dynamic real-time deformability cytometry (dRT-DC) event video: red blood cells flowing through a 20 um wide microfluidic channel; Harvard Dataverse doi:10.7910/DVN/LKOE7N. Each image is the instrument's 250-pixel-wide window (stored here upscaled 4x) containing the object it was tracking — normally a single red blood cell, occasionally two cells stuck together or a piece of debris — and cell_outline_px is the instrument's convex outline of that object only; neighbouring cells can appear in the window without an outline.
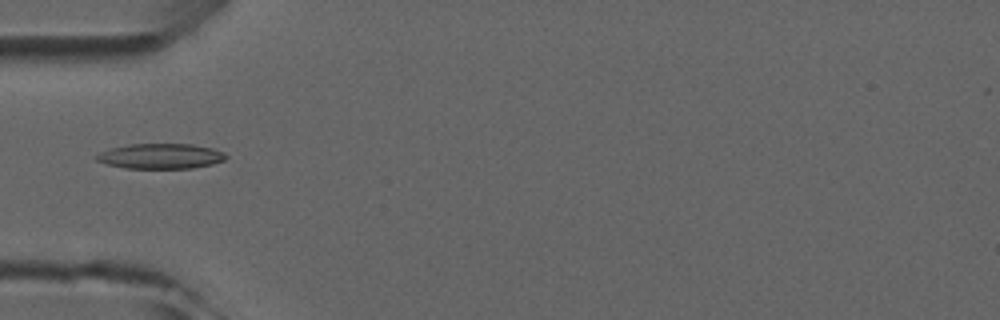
{"species": "common noctule bat (a hibernating species)", "species_latin": "Nyctalus noctula", "temperature_condition": "room temperature", "stored_images_in_passage": 6, "camera_frame_rate_fps": 3000, "um_per_image_px": 0.085, "animal": {"sex": "male", "forearm_length_mm": 52.5}, "frame": {"image": 1, "passage_image": 5, "time_ms": 4.667, "image_size_px": [1000, 320], "cell_outline_px": [[228, 156], [224, 160], [212, 164], [192, 168], [124, 168], [108, 164], [96, 160], [92, 156], [100, 152], [112, 148], [128, 144], [192, 144], [212, 148], [224, 152]], "centroid_in_image_um": [13.65, 13.27], "position_along_channel_um": 71.4, "area_um2": 19.02}}
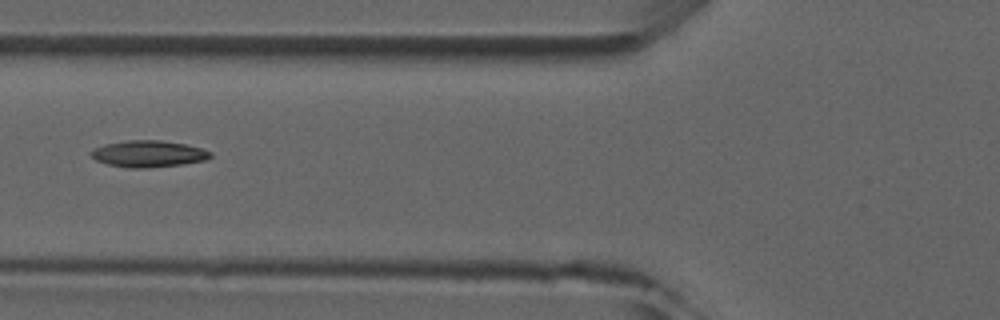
{"frame": {"image": 2, "passage_image": 6, "time_ms": 5.667, "image_size_px": [1000, 320], "cell_outline_px": [[212, 156], [204, 160], [184, 164], [148, 168], [128, 168], [108, 164], [96, 160], [92, 156], [92, 152], [96, 148], [104, 144], [128, 140], [160, 140], [184, 144], [200, 148], [212, 152]], "centroid_in_image_um": [12.64, 13.08], "position_along_channel_um": 113.2, "area_um2": 18.32}}